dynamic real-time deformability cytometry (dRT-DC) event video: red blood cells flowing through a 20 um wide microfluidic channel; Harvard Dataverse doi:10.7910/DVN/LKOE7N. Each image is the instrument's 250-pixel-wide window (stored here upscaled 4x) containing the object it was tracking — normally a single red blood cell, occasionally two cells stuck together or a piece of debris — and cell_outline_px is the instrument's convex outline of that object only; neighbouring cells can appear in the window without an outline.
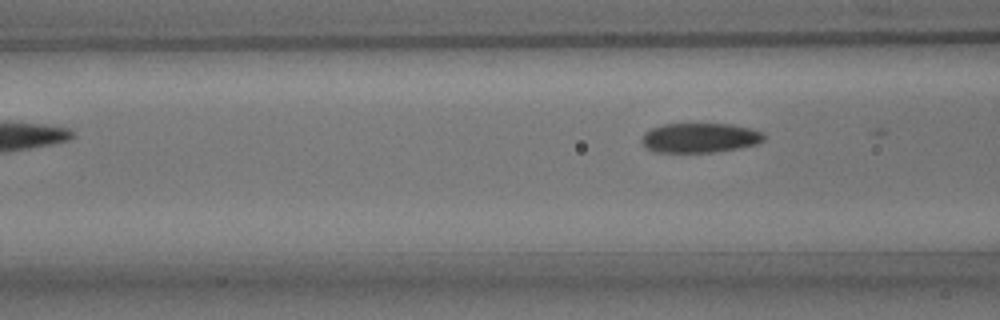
{"species": "common noctule bat (a hibernating species)", "species_latin": "Nyctalus noctula", "temperature_condition": "room temperature", "stored_images_in_passage": 6, "camera_frame_rate_fps": 3000, "um_per_image_px": 0.085, "animal": {"sex": "male", "body_mass_g": 15.6}, "frame": {"image": 1, "passage_image": 6, "time_ms": 7.0, "image_size_px": [1000, 320], "cell_outline_px": [[764, 140], [756, 144], [740, 148], [712, 152], [652, 152], [644, 148], [640, 140], [644, 132], [652, 128], [664, 124], [732, 124], [764, 132]], "centroid_in_image_um": [59.44, 11.72], "position_along_channel_um": 107.2, "area_um2": 21.27}}